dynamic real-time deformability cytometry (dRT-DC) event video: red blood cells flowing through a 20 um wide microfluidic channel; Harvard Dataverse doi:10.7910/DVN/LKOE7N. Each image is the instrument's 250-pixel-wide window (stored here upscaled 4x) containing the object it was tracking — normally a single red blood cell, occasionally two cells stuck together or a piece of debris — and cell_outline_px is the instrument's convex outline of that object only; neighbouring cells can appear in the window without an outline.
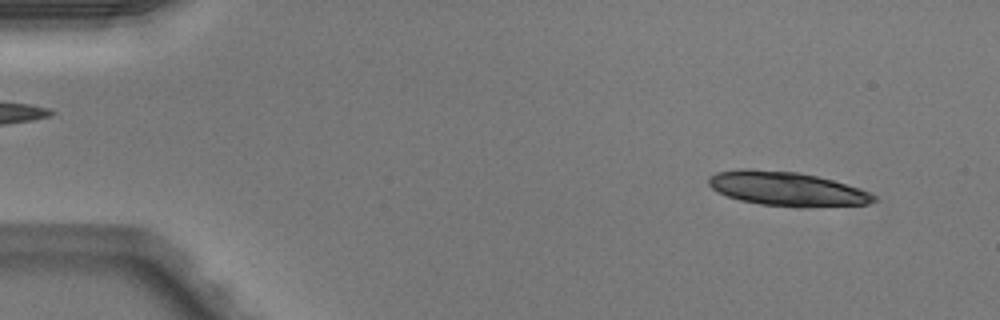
{"species": "Egyptian fruit bat (a non-hibernating species)", "species_latin": "Rousettus aegyptiacus", "temperature_condition": "warm", "stored_images_in_passage": 37, "camera_frame_rate_fps": 3000, "um_per_image_px": 0.085, "animal": {"sex": "male"}, "frame": {"image": 1, "passage_image": 4, "time_ms": 1.0, "image_size_px": [1000, 320], "cell_outline_px": [[876, 200], [868, 204], [800, 208], [796, 208], [760, 204], [740, 200], [728, 196], [712, 188], [708, 184], [708, 176], [716, 172], [740, 168], [748, 168], [796, 172], [816, 176], [832, 180], [860, 188], [876, 196]], "centroid_in_image_um": [66.87, 16.05], "position_along_channel_um": 18.1, "area_um2": 33.06}}
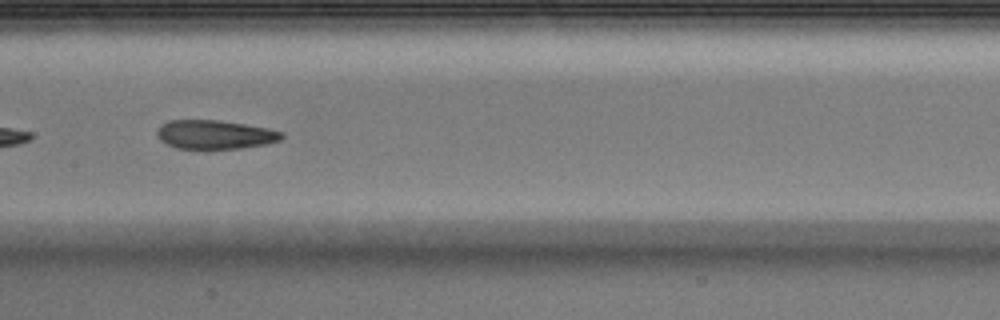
{"frame": {"image": 2, "passage_image": 25, "time_ms": 8.0, "image_size_px": [1000, 320], "cell_outline_px": [[284, 136], [280, 140], [264, 144], [240, 148], [208, 152], [204, 152], [176, 148], [160, 140], [156, 132], [160, 124], [168, 120], [216, 120], [244, 124], [268, 128], [284, 132]], "centroid_in_image_um": [18.22, 11.48], "position_along_channel_um": 189.2, "area_um2": 21.79}}
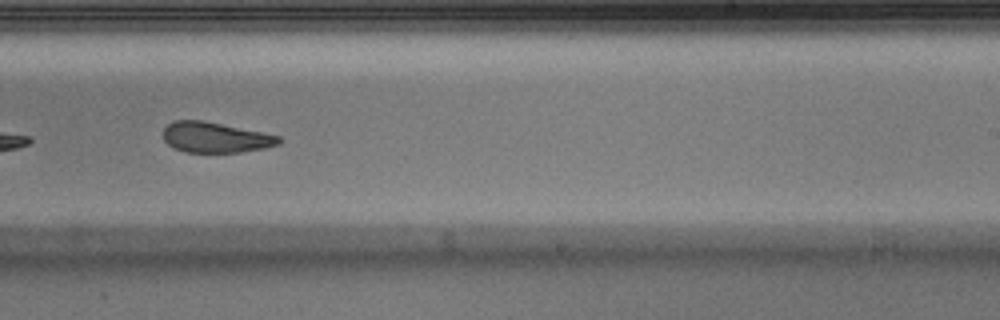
{"frame": {"image": 3, "passage_image": 31, "time_ms": 10.0, "image_size_px": [1000, 320], "cell_outline_px": [[280, 144], [264, 148], [240, 152], [184, 152], [172, 148], [164, 140], [164, 128], [168, 124], [176, 120], [200, 120], [280, 136]], "centroid_in_image_um": [18.27, 11.69], "position_along_channel_um": 270.7, "area_um2": 20.23}}